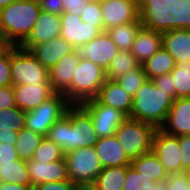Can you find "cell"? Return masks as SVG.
<instances>
[{
    "instance_id": "f1b7e54d",
    "label": "cell",
    "mask_w": 190,
    "mask_h": 190,
    "mask_svg": "<svg viewBox=\"0 0 190 190\" xmlns=\"http://www.w3.org/2000/svg\"><path fill=\"white\" fill-rule=\"evenodd\" d=\"M140 65L136 57L130 51L119 50L105 71L106 79L116 80L126 72L138 68Z\"/></svg>"
},
{
    "instance_id": "44dd1931",
    "label": "cell",
    "mask_w": 190,
    "mask_h": 190,
    "mask_svg": "<svg viewBox=\"0 0 190 190\" xmlns=\"http://www.w3.org/2000/svg\"><path fill=\"white\" fill-rule=\"evenodd\" d=\"M75 48L62 37H57L48 42L37 44L29 51L48 70L56 65L61 58L68 55Z\"/></svg>"
},
{
    "instance_id": "83f0119b",
    "label": "cell",
    "mask_w": 190,
    "mask_h": 190,
    "mask_svg": "<svg viewBox=\"0 0 190 190\" xmlns=\"http://www.w3.org/2000/svg\"><path fill=\"white\" fill-rule=\"evenodd\" d=\"M126 175L127 165L103 168L93 184L97 190H123Z\"/></svg>"
},
{
    "instance_id": "ee69618b",
    "label": "cell",
    "mask_w": 190,
    "mask_h": 190,
    "mask_svg": "<svg viewBox=\"0 0 190 190\" xmlns=\"http://www.w3.org/2000/svg\"><path fill=\"white\" fill-rule=\"evenodd\" d=\"M63 5V12H69L80 16L82 10L89 3L90 0H61Z\"/></svg>"
},
{
    "instance_id": "f6af8a7d",
    "label": "cell",
    "mask_w": 190,
    "mask_h": 190,
    "mask_svg": "<svg viewBox=\"0 0 190 190\" xmlns=\"http://www.w3.org/2000/svg\"><path fill=\"white\" fill-rule=\"evenodd\" d=\"M42 11L55 15L63 13V5L61 0H38Z\"/></svg>"
},
{
    "instance_id": "484cf974",
    "label": "cell",
    "mask_w": 190,
    "mask_h": 190,
    "mask_svg": "<svg viewBox=\"0 0 190 190\" xmlns=\"http://www.w3.org/2000/svg\"><path fill=\"white\" fill-rule=\"evenodd\" d=\"M0 177L2 182L32 185L24 159H0Z\"/></svg>"
},
{
    "instance_id": "5b68a950",
    "label": "cell",
    "mask_w": 190,
    "mask_h": 190,
    "mask_svg": "<svg viewBox=\"0 0 190 190\" xmlns=\"http://www.w3.org/2000/svg\"><path fill=\"white\" fill-rule=\"evenodd\" d=\"M105 81V70L81 57L70 85V104L80 105L85 101L95 99Z\"/></svg>"
},
{
    "instance_id": "4316f807",
    "label": "cell",
    "mask_w": 190,
    "mask_h": 190,
    "mask_svg": "<svg viewBox=\"0 0 190 190\" xmlns=\"http://www.w3.org/2000/svg\"><path fill=\"white\" fill-rule=\"evenodd\" d=\"M148 80L168 74L175 67L174 58L162 46L148 60L141 64Z\"/></svg>"
},
{
    "instance_id": "7bdbcfd3",
    "label": "cell",
    "mask_w": 190,
    "mask_h": 190,
    "mask_svg": "<svg viewBox=\"0 0 190 190\" xmlns=\"http://www.w3.org/2000/svg\"><path fill=\"white\" fill-rule=\"evenodd\" d=\"M75 184L70 180L41 183L33 187V190H74Z\"/></svg>"
},
{
    "instance_id": "b9f144b4",
    "label": "cell",
    "mask_w": 190,
    "mask_h": 190,
    "mask_svg": "<svg viewBox=\"0 0 190 190\" xmlns=\"http://www.w3.org/2000/svg\"><path fill=\"white\" fill-rule=\"evenodd\" d=\"M16 106L13 85L0 86V109Z\"/></svg>"
},
{
    "instance_id": "4dcf8cb0",
    "label": "cell",
    "mask_w": 190,
    "mask_h": 190,
    "mask_svg": "<svg viewBox=\"0 0 190 190\" xmlns=\"http://www.w3.org/2000/svg\"><path fill=\"white\" fill-rule=\"evenodd\" d=\"M177 98H190V61L176 63L170 72Z\"/></svg>"
},
{
    "instance_id": "ab89813d",
    "label": "cell",
    "mask_w": 190,
    "mask_h": 190,
    "mask_svg": "<svg viewBox=\"0 0 190 190\" xmlns=\"http://www.w3.org/2000/svg\"><path fill=\"white\" fill-rule=\"evenodd\" d=\"M177 137L181 150L182 171L190 172V134Z\"/></svg>"
},
{
    "instance_id": "7402d4cb",
    "label": "cell",
    "mask_w": 190,
    "mask_h": 190,
    "mask_svg": "<svg viewBox=\"0 0 190 190\" xmlns=\"http://www.w3.org/2000/svg\"><path fill=\"white\" fill-rule=\"evenodd\" d=\"M96 99L106 106L120 110L130 116L133 97L129 95L116 80L106 79L99 89Z\"/></svg>"
},
{
    "instance_id": "7a4b0ae2",
    "label": "cell",
    "mask_w": 190,
    "mask_h": 190,
    "mask_svg": "<svg viewBox=\"0 0 190 190\" xmlns=\"http://www.w3.org/2000/svg\"><path fill=\"white\" fill-rule=\"evenodd\" d=\"M41 11L38 0H16L0 9L2 44L20 46L31 34Z\"/></svg>"
},
{
    "instance_id": "7c38bea8",
    "label": "cell",
    "mask_w": 190,
    "mask_h": 190,
    "mask_svg": "<svg viewBox=\"0 0 190 190\" xmlns=\"http://www.w3.org/2000/svg\"><path fill=\"white\" fill-rule=\"evenodd\" d=\"M162 47V14H154L138 31L130 52L140 64Z\"/></svg>"
},
{
    "instance_id": "9a60e30c",
    "label": "cell",
    "mask_w": 190,
    "mask_h": 190,
    "mask_svg": "<svg viewBox=\"0 0 190 190\" xmlns=\"http://www.w3.org/2000/svg\"><path fill=\"white\" fill-rule=\"evenodd\" d=\"M81 54L75 49L64 56L59 62L49 69V82L54 93L64 94L70 103V85L74 70L77 69Z\"/></svg>"
},
{
    "instance_id": "8992f818",
    "label": "cell",
    "mask_w": 190,
    "mask_h": 190,
    "mask_svg": "<svg viewBox=\"0 0 190 190\" xmlns=\"http://www.w3.org/2000/svg\"><path fill=\"white\" fill-rule=\"evenodd\" d=\"M157 128L146 122L127 118L115 132V136L130 160L152 150Z\"/></svg>"
},
{
    "instance_id": "d4e9b609",
    "label": "cell",
    "mask_w": 190,
    "mask_h": 190,
    "mask_svg": "<svg viewBox=\"0 0 190 190\" xmlns=\"http://www.w3.org/2000/svg\"><path fill=\"white\" fill-rule=\"evenodd\" d=\"M137 172L148 178V181H159L167 179L164 166L160 163L158 156L151 150L136 159L130 164Z\"/></svg>"
},
{
    "instance_id": "e0dca14e",
    "label": "cell",
    "mask_w": 190,
    "mask_h": 190,
    "mask_svg": "<svg viewBox=\"0 0 190 190\" xmlns=\"http://www.w3.org/2000/svg\"><path fill=\"white\" fill-rule=\"evenodd\" d=\"M61 18L60 15L41 11L36 24L29 37L20 45L25 50H30L37 44L48 42L60 36Z\"/></svg>"
},
{
    "instance_id": "6da1fadb",
    "label": "cell",
    "mask_w": 190,
    "mask_h": 190,
    "mask_svg": "<svg viewBox=\"0 0 190 190\" xmlns=\"http://www.w3.org/2000/svg\"><path fill=\"white\" fill-rule=\"evenodd\" d=\"M46 137L64 153L93 147L98 141L92 118L80 105H71L66 114L49 129Z\"/></svg>"
},
{
    "instance_id": "1f68e13d",
    "label": "cell",
    "mask_w": 190,
    "mask_h": 190,
    "mask_svg": "<svg viewBox=\"0 0 190 190\" xmlns=\"http://www.w3.org/2000/svg\"><path fill=\"white\" fill-rule=\"evenodd\" d=\"M153 14L190 13V0H144Z\"/></svg>"
},
{
    "instance_id": "603a6c76",
    "label": "cell",
    "mask_w": 190,
    "mask_h": 190,
    "mask_svg": "<svg viewBox=\"0 0 190 190\" xmlns=\"http://www.w3.org/2000/svg\"><path fill=\"white\" fill-rule=\"evenodd\" d=\"M94 148L103 168L120 167L131 164V160L122 149L115 135L98 138Z\"/></svg>"
},
{
    "instance_id": "74e56055",
    "label": "cell",
    "mask_w": 190,
    "mask_h": 190,
    "mask_svg": "<svg viewBox=\"0 0 190 190\" xmlns=\"http://www.w3.org/2000/svg\"><path fill=\"white\" fill-rule=\"evenodd\" d=\"M12 85L10 72V45L0 46V86Z\"/></svg>"
},
{
    "instance_id": "60d3db41",
    "label": "cell",
    "mask_w": 190,
    "mask_h": 190,
    "mask_svg": "<svg viewBox=\"0 0 190 190\" xmlns=\"http://www.w3.org/2000/svg\"><path fill=\"white\" fill-rule=\"evenodd\" d=\"M152 81L157 88H160L165 93H167V95L173 101L176 99V90L174 85L172 84V76L170 73L156 77Z\"/></svg>"
},
{
    "instance_id": "681fc988",
    "label": "cell",
    "mask_w": 190,
    "mask_h": 190,
    "mask_svg": "<svg viewBox=\"0 0 190 190\" xmlns=\"http://www.w3.org/2000/svg\"><path fill=\"white\" fill-rule=\"evenodd\" d=\"M152 190H167L166 179L152 181Z\"/></svg>"
},
{
    "instance_id": "bcb514c9",
    "label": "cell",
    "mask_w": 190,
    "mask_h": 190,
    "mask_svg": "<svg viewBox=\"0 0 190 190\" xmlns=\"http://www.w3.org/2000/svg\"><path fill=\"white\" fill-rule=\"evenodd\" d=\"M0 159H20L16 151V146L0 143Z\"/></svg>"
},
{
    "instance_id": "cb8c5ba5",
    "label": "cell",
    "mask_w": 190,
    "mask_h": 190,
    "mask_svg": "<svg viewBox=\"0 0 190 190\" xmlns=\"http://www.w3.org/2000/svg\"><path fill=\"white\" fill-rule=\"evenodd\" d=\"M153 15L147 10L138 20L112 27L106 32L119 50L130 51L138 31Z\"/></svg>"
},
{
    "instance_id": "4fadbf2b",
    "label": "cell",
    "mask_w": 190,
    "mask_h": 190,
    "mask_svg": "<svg viewBox=\"0 0 190 190\" xmlns=\"http://www.w3.org/2000/svg\"><path fill=\"white\" fill-rule=\"evenodd\" d=\"M60 37L69 42L75 49L96 38L102 31L92 24L82 21L81 17L69 12L60 15Z\"/></svg>"
},
{
    "instance_id": "8fae6325",
    "label": "cell",
    "mask_w": 190,
    "mask_h": 190,
    "mask_svg": "<svg viewBox=\"0 0 190 190\" xmlns=\"http://www.w3.org/2000/svg\"><path fill=\"white\" fill-rule=\"evenodd\" d=\"M80 106L91 116L98 138L115 135L119 126L128 118L120 110L101 104L96 98Z\"/></svg>"
},
{
    "instance_id": "52a82bcc",
    "label": "cell",
    "mask_w": 190,
    "mask_h": 190,
    "mask_svg": "<svg viewBox=\"0 0 190 190\" xmlns=\"http://www.w3.org/2000/svg\"><path fill=\"white\" fill-rule=\"evenodd\" d=\"M10 72L13 86L50 83L49 70L20 46L10 45Z\"/></svg>"
},
{
    "instance_id": "9c48e42d",
    "label": "cell",
    "mask_w": 190,
    "mask_h": 190,
    "mask_svg": "<svg viewBox=\"0 0 190 190\" xmlns=\"http://www.w3.org/2000/svg\"><path fill=\"white\" fill-rule=\"evenodd\" d=\"M69 180L76 184L93 183L103 167L93 147H83L64 154Z\"/></svg>"
},
{
    "instance_id": "ac0fdd59",
    "label": "cell",
    "mask_w": 190,
    "mask_h": 190,
    "mask_svg": "<svg viewBox=\"0 0 190 190\" xmlns=\"http://www.w3.org/2000/svg\"><path fill=\"white\" fill-rule=\"evenodd\" d=\"M32 187L47 182L69 180L65 159L53 162L26 160Z\"/></svg>"
},
{
    "instance_id": "c3c4849f",
    "label": "cell",
    "mask_w": 190,
    "mask_h": 190,
    "mask_svg": "<svg viewBox=\"0 0 190 190\" xmlns=\"http://www.w3.org/2000/svg\"><path fill=\"white\" fill-rule=\"evenodd\" d=\"M0 190H33L32 185H20L15 183L1 182Z\"/></svg>"
},
{
    "instance_id": "f546056e",
    "label": "cell",
    "mask_w": 190,
    "mask_h": 190,
    "mask_svg": "<svg viewBox=\"0 0 190 190\" xmlns=\"http://www.w3.org/2000/svg\"><path fill=\"white\" fill-rule=\"evenodd\" d=\"M43 136L35 133L31 129L24 127L18 132V137L15 143L16 151L20 159H32L35 149L43 140Z\"/></svg>"
},
{
    "instance_id": "7dc6e473",
    "label": "cell",
    "mask_w": 190,
    "mask_h": 190,
    "mask_svg": "<svg viewBox=\"0 0 190 190\" xmlns=\"http://www.w3.org/2000/svg\"><path fill=\"white\" fill-rule=\"evenodd\" d=\"M18 132H0V143L15 145Z\"/></svg>"
},
{
    "instance_id": "2e32d148",
    "label": "cell",
    "mask_w": 190,
    "mask_h": 190,
    "mask_svg": "<svg viewBox=\"0 0 190 190\" xmlns=\"http://www.w3.org/2000/svg\"><path fill=\"white\" fill-rule=\"evenodd\" d=\"M81 57L92 61L106 71L119 49L108 33L101 32L96 38L79 48Z\"/></svg>"
},
{
    "instance_id": "816d5d0a",
    "label": "cell",
    "mask_w": 190,
    "mask_h": 190,
    "mask_svg": "<svg viewBox=\"0 0 190 190\" xmlns=\"http://www.w3.org/2000/svg\"><path fill=\"white\" fill-rule=\"evenodd\" d=\"M16 0H0V9H3L10 4L14 3Z\"/></svg>"
},
{
    "instance_id": "8d00e7d4",
    "label": "cell",
    "mask_w": 190,
    "mask_h": 190,
    "mask_svg": "<svg viewBox=\"0 0 190 190\" xmlns=\"http://www.w3.org/2000/svg\"><path fill=\"white\" fill-rule=\"evenodd\" d=\"M82 21L92 24L98 27L104 32V24L102 19L101 2L96 0H90L87 6L82 10L80 15Z\"/></svg>"
},
{
    "instance_id": "f35d334b",
    "label": "cell",
    "mask_w": 190,
    "mask_h": 190,
    "mask_svg": "<svg viewBox=\"0 0 190 190\" xmlns=\"http://www.w3.org/2000/svg\"><path fill=\"white\" fill-rule=\"evenodd\" d=\"M167 190H190V172L182 171L168 174L166 179Z\"/></svg>"
},
{
    "instance_id": "30bf717a",
    "label": "cell",
    "mask_w": 190,
    "mask_h": 190,
    "mask_svg": "<svg viewBox=\"0 0 190 190\" xmlns=\"http://www.w3.org/2000/svg\"><path fill=\"white\" fill-rule=\"evenodd\" d=\"M104 32L112 27L138 20L146 11L144 0L101 1Z\"/></svg>"
},
{
    "instance_id": "d590c367",
    "label": "cell",
    "mask_w": 190,
    "mask_h": 190,
    "mask_svg": "<svg viewBox=\"0 0 190 190\" xmlns=\"http://www.w3.org/2000/svg\"><path fill=\"white\" fill-rule=\"evenodd\" d=\"M123 190H152V181L137 172L131 165H127V175Z\"/></svg>"
},
{
    "instance_id": "d6a6232c",
    "label": "cell",
    "mask_w": 190,
    "mask_h": 190,
    "mask_svg": "<svg viewBox=\"0 0 190 190\" xmlns=\"http://www.w3.org/2000/svg\"><path fill=\"white\" fill-rule=\"evenodd\" d=\"M26 112L16 107L0 109V132H19L25 127Z\"/></svg>"
},
{
    "instance_id": "5bb4252c",
    "label": "cell",
    "mask_w": 190,
    "mask_h": 190,
    "mask_svg": "<svg viewBox=\"0 0 190 190\" xmlns=\"http://www.w3.org/2000/svg\"><path fill=\"white\" fill-rule=\"evenodd\" d=\"M152 151L158 156L167 174L182 172L181 150L177 136L157 129L153 137Z\"/></svg>"
},
{
    "instance_id": "d6986e66",
    "label": "cell",
    "mask_w": 190,
    "mask_h": 190,
    "mask_svg": "<svg viewBox=\"0 0 190 190\" xmlns=\"http://www.w3.org/2000/svg\"><path fill=\"white\" fill-rule=\"evenodd\" d=\"M160 130L172 136L190 134V98H177Z\"/></svg>"
},
{
    "instance_id": "277c9868",
    "label": "cell",
    "mask_w": 190,
    "mask_h": 190,
    "mask_svg": "<svg viewBox=\"0 0 190 190\" xmlns=\"http://www.w3.org/2000/svg\"><path fill=\"white\" fill-rule=\"evenodd\" d=\"M162 46L175 63L190 61V13L162 14Z\"/></svg>"
},
{
    "instance_id": "3957f363",
    "label": "cell",
    "mask_w": 190,
    "mask_h": 190,
    "mask_svg": "<svg viewBox=\"0 0 190 190\" xmlns=\"http://www.w3.org/2000/svg\"><path fill=\"white\" fill-rule=\"evenodd\" d=\"M173 100L152 80H146L133 97L129 118L150 123L157 129L164 124Z\"/></svg>"
},
{
    "instance_id": "ba28073f",
    "label": "cell",
    "mask_w": 190,
    "mask_h": 190,
    "mask_svg": "<svg viewBox=\"0 0 190 190\" xmlns=\"http://www.w3.org/2000/svg\"><path fill=\"white\" fill-rule=\"evenodd\" d=\"M70 106L64 94L54 93L37 108L26 112L25 127L46 137L49 129L66 114Z\"/></svg>"
},
{
    "instance_id": "ffe728a7",
    "label": "cell",
    "mask_w": 190,
    "mask_h": 190,
    "mask_svg": "<svg viewBox=\"0 0 190 190\" xmlns=\"http://www.w3.org/2000/svg\"><path fill=\"white\" fill-rule=\"evenodd\" d=\"M13 88L16 105L25 112L37 108L54 94L50 83L15 85Z\"/></svg>"
},
{
    "instance_id": "836d02e7",
    "label": "cell",
    "mask_w": 190,
    "mask_h": 190,
    "mask_svg": "<svg viewBox=\"0 0 190 190\" xmlns=\"http://www.w3.org/2000/svg\"><path fill=\"white\" fill-rule=\"evenodd\" d=\"M64 152L53 141L44 137L39 146L35 149L33 160L37 162H53L64 159Z\"/></svg>"
},
{
    "instance_id": "f907efd6",
    "label": "cell",
    "mask_w": 190,
    "mask_h": 190,
    "mask_svg": "<svg viewBox=\"0 0 190 190\" xmlns=\"http://www.w3.org/2000/svg\"><path fill=\"white\" fill-rule=\"evenodd\" d=\"M74 190H97L93 183L76 184Z\"/></svg>"
},
{
    "instance_id": "e575fe53",
    "label": "cell",
    "mask_w": 190,
    "mask_h": 190,
    "mask_svg": "<svg viewBox=\"0 0 190 190\" xmlns=\"http://www.w3.org/2000/svg\"><path fill=\"white\" fill-rule=\"evenodd\" d=\"M146 80L147 76L142 65L126 72L124 75L116 79L120 86L132 97H134L137 90Z\"/></svg>"
}]
</instances>
